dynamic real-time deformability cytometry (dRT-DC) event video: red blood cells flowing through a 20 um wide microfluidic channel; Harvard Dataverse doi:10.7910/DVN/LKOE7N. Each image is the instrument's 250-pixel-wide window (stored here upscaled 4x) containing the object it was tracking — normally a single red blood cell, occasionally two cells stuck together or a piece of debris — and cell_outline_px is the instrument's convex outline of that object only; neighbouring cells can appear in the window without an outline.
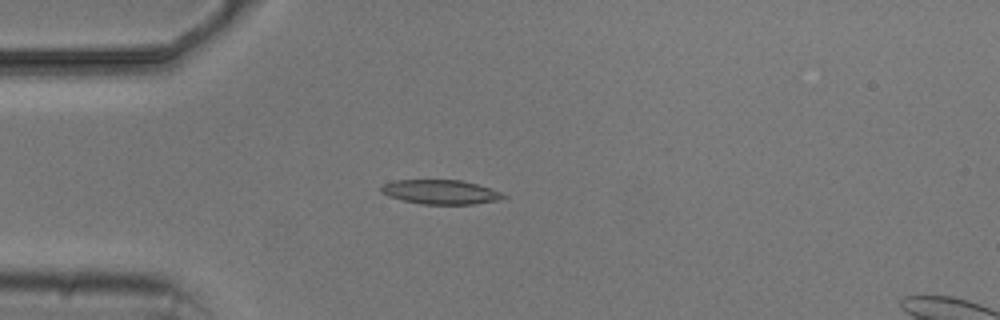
{"species": "common noctule bat (a hibernating species)", "species_latin": "Nyctalus noctula", "temperature_condition": "cold", "stored_images_in_passage": 5, "camera_frame_rate_fps": 3000, "um_per_image_px": 0.085, "animal": {"sex": "male", "body_mass_g": 20.5, "forearm_length_mm": 52.5}, "frame": {"image": 1, "passage_image": 4, "time_ms": 4.333, "image_size_px": [1000, 320], "cell_outline_px": [[508, 196], [496, 200], [476, 204], [420, 204], [388, 196], [380, 192], [380, 188], [384, 184], [396, 180], [460, 180], [476, 184], [500, 192]], "centroid_in_image_um": [37.42, 16.32], "position_along_channel_um": 47.6, "area_um2": 17.11}}